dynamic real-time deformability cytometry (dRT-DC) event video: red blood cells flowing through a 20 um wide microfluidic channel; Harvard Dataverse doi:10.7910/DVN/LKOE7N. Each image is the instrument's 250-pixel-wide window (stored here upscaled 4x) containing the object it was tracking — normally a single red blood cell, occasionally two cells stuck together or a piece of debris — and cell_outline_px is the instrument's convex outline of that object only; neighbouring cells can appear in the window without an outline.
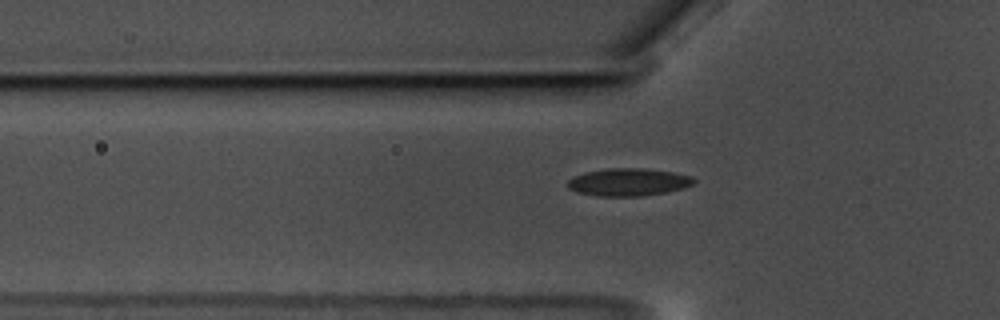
{"species": "common noctule bat (a hibernating species)", "species_latin": "Nyctalus noctula", "temperature_condition": "warm", "stored_images_in_passage": 42, "camera_frame_rate_fps": 3000, "um_per_image_px": 0.085, "animal": {"sex": "male", "body_mass_g": 17.5, "forearm_length_mm": 52.3}, "frame": {"image": 1, "passage_image": 10, "time_ms": 3.0, "image_size_px": [1000, 320], "cell_outline_px": [[696, 180], [692, 184], [684, 188], [668, 192], [640, 196], [600, 196], [580, 192], [568, 188], [568, 180], [572, 176], [584, 172], [608, 168], [644, 168], [672, 172], [692, 176]], "centroid_in_image_um": [53.43, 15.47], "position_along_channel_um": 72.4, "area_um2": 20.29}}
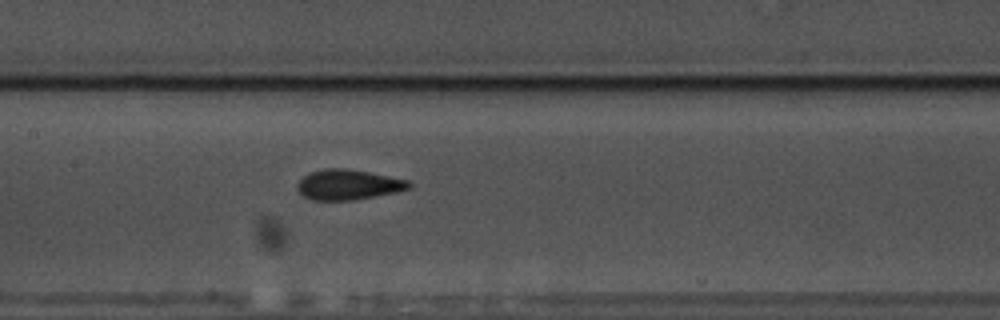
{"frame": {"image": 2, "passage_image": 19, "time_ms": 6.0, "image_size_px": [1000, 320], "cell_outline_px": [[412, 188], [396, 192], [352, 200], [312, 200], [304, 196], [296, 188], [296, 184], [304, 176], [312, 172], [324, 168], [348, 168], [408, 180], [412, 184]], "centroid_in_image_um": [29.6, 15.69], "position_along_channel_um": 177.8, "area_um2": 19.59}}
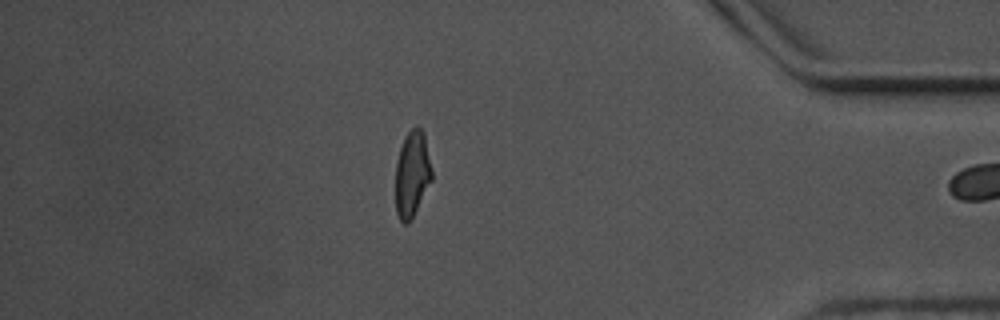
{"frame": {"image": 3, "passage_image": 41, "time_ms": 13.333, "image_size_px": [1000, 320], "cell_outline_px": [[432, 180], [412, 220], [408, 224], [404, 224], [400, 220], [396, 212], [396, 160], [404, 136], [416, 124], [424, 132], [432, 168]], "centroid_in_image_um": [35.04, 14.79], "position_along_channel_um": 400.2, "area_um2": 18.55}}